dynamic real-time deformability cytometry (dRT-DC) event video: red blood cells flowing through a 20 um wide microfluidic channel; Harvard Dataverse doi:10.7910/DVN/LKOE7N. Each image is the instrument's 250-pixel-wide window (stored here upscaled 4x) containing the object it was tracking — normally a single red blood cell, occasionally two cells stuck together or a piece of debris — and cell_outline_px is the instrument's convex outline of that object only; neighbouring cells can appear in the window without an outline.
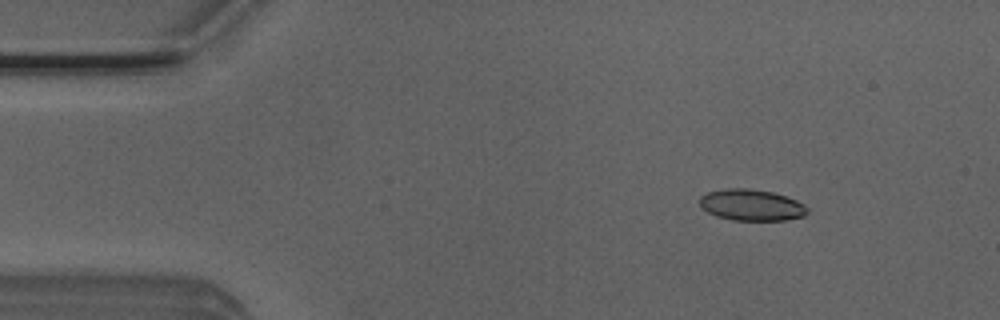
{"species": "Egyptian fruit bat (a non-hibernating species)", "species_latin": "Rousettus aegyptiacus", "temperature_condition": "room temperature", "stored_images_in_passage": 4, "camera_frame_rate_fps": 3000, "um_per_image_px": 0.085, "animal": {"sex": "male"}, "frame": {"image": 1, "passage_image": 1, "time_ms": 0.0, "image_size_px": [1000, 320], "cell_outline_px": [[808, 212], [804, 216], [784, 220], [732, 220], [716, 216], [708, 212], [700, 204], [700, 196], [708, 192], [728, 188], [748, 188], [772, 192], [796, 200], [804, 204], [808, 208]], "centroid_in_image_um": [63.88, 17.43], "position_along_channel_um": 21.1, "area_um2": 19.54}}
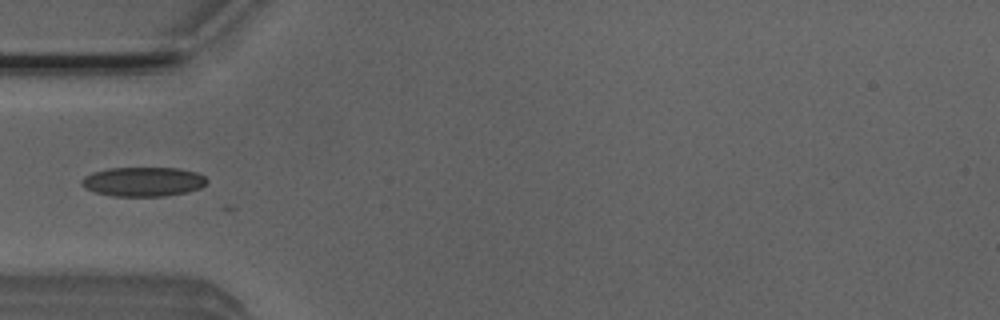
{"frame": {"image": 2, "passage_image": 4, "time_ms": 1.0, "image_size_px": [1000, 320], "cell_outline_px": [[208, 180], [200, 188], [188, 192], [164, 196], [112, 196], [96, 192], [84, 188], [80, 184], [80, 180], [84, 176], [92, 172], [108, 168], [180, 168], [196, 172], [204, 176]], "centroid_in_image_um": [12.14, 15.44], "position_along_channel_um": 72.9, "area_um2": 21.56}}